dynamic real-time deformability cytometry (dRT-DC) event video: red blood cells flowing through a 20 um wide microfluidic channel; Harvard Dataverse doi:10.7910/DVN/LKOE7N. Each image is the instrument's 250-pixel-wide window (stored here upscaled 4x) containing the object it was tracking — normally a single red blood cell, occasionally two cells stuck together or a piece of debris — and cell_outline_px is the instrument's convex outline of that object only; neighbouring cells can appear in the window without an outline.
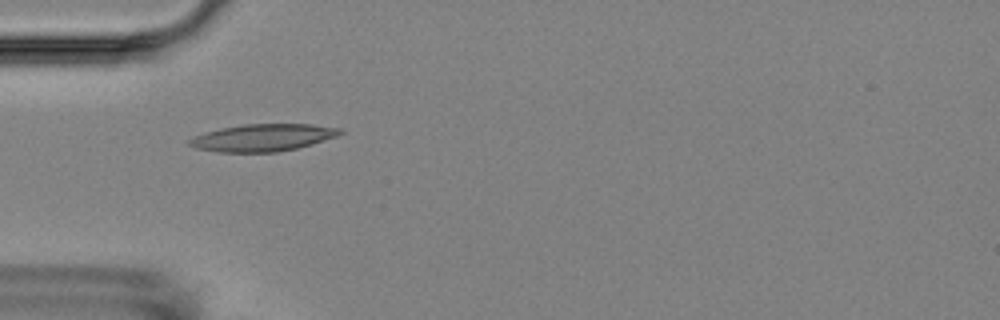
{"species": "Egyptian fruit bat (a non-hibernating species)", "species_latin": "Rousettus aegyptiacus", "temperature_condition": "room temperature", "stored_images_in_passage": 4, "camera_frame_rate_fps": 3000, "um_per_image_px": 0.085, "animal": {"sex": "female"}, "frame": {"image": 1, "passage_image": 1, "time_ms": 0.0, "image_size_px": [1000, 320], "cell_outline_px": [[344, 132], [336, 136], [312, 144], [296, 148], [276, 152], [220, 152], [196, 148], [188, 144], [188, 140], [192, 136], [204, 132], [220, 128], [244, 124], [312, 124], [344, 128]], "centroid_in_image_um": [22.34, 11.69], "position_along_channel_um": 62.7, "area_um2": 23.99}}
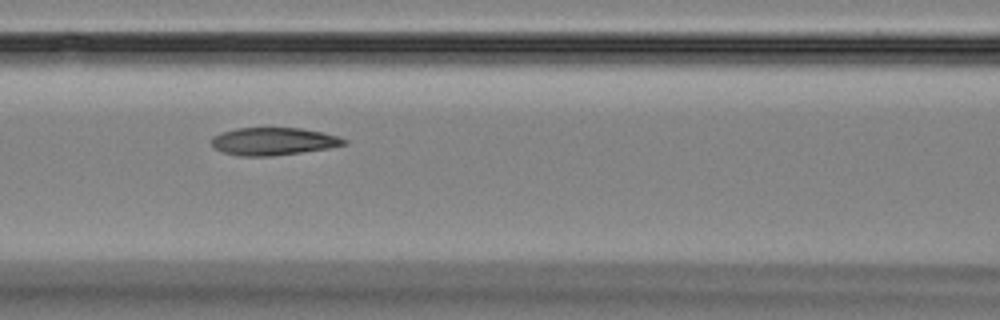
{"frame": {"image": 2, "passage_image": 3, "time_ms": 2.333, "image_size_px": [1000, 320], "cell_outline_px": [[348, 144], [328, 148], [272, 156], [236, 156], [224, 152], [216, 148], [212, 144], [212, 136], [220, 132], [236, 128], [300, 128], [320, 132], [336, 136], [348, 140]], "centroid_in_image_um": [23.22, 12.01], "position_along_channel_um": 143.4, "area_um2": 21.21}}
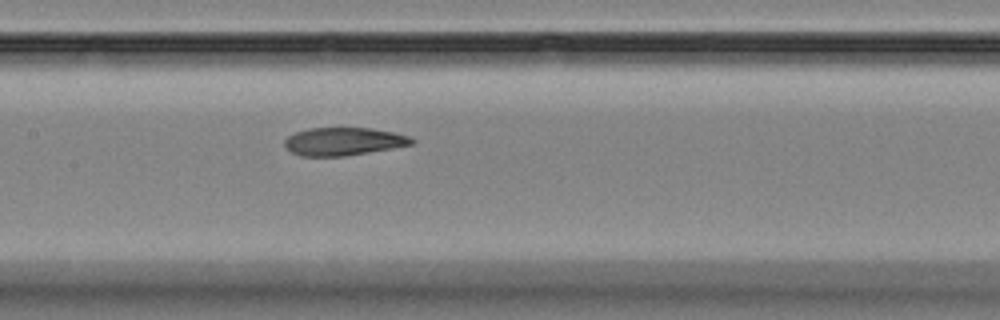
{"frame": {"image": 3, "passage_image": 4, "time_ms": 3.333, "image_size_px": [1000, 320], "cell_outline_px": [[416, 140], [412, 144], [392, 148], [344, 156], [300, 156], [292, 152], [284, 144], [284, 140], [288, 136], [296, 132], [308, 128], [368, 128], [396, 132], [408, 136]], "centroid_in_image_um": [29.2, 12.02], "position_along_channel_um": 178.2, "area_um2": 20.58}}